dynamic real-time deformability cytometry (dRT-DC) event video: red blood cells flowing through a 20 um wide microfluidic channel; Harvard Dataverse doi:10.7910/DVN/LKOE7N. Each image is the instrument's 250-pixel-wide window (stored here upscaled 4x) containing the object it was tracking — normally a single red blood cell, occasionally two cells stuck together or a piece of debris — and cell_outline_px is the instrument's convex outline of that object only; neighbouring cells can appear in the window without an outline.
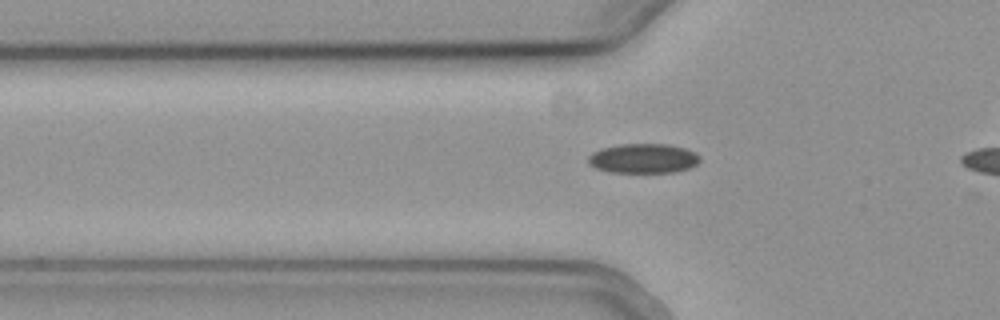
{"species": "common noctule bat (a hibernating species)", "species_latin": "Nyctalus noctula", "temperature_condition": "cold", "stored_images_in_passage": 34, "camera_frame_rate_fps": 3000, "um_per_image_px": 0.085, "animal": {"sex": "female", "body_mass_g": 19.3, "forearm_length_mm": 54.1}, "frame": {"image": 1, "passage_image": 5, "time_ms": 1.333, "image_size_px": [1000, 320], "cell_outline_px": [[700, 160], [692, 168], [676, 172], [608, 172], [596, 168], [588, 164], [588, 156], [592, 152], [600, 148], [620, 144], [668, 144], [684, 148], [696, 152], [700, 156]], "centroid_in_image_um": [54.68, 13.46], "position_along_channel_um": 71.1, "area_um2": 19.48}}
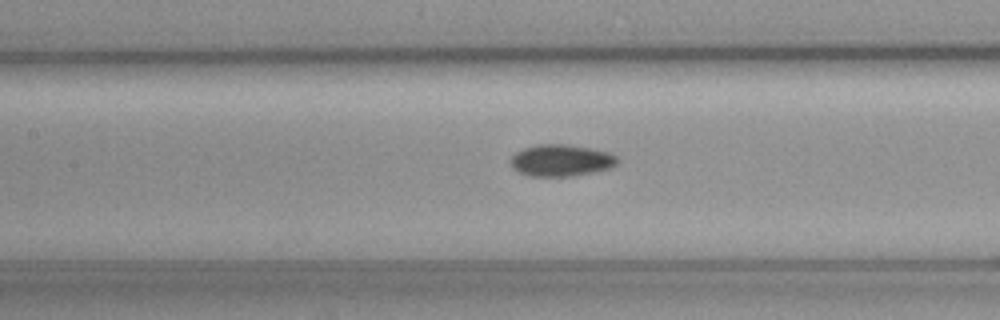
{"frame": {"image": 2, "passage_image": 12, "time_ms": 3.667, "image_size_px": [1000, 320], "cell_outline_px": [[620, 160], [612, 168], [596, 172], [572, 176], [528, 176], [512, 168], [512, 156], [516, 152], [524, 148], [540, 144], [568, 144], [608, 152], [616, 156]], "centroid_in_image_um": [47.73, 13.64], "position_along_channel_um": 159.7, "area_um2": 19.77}}
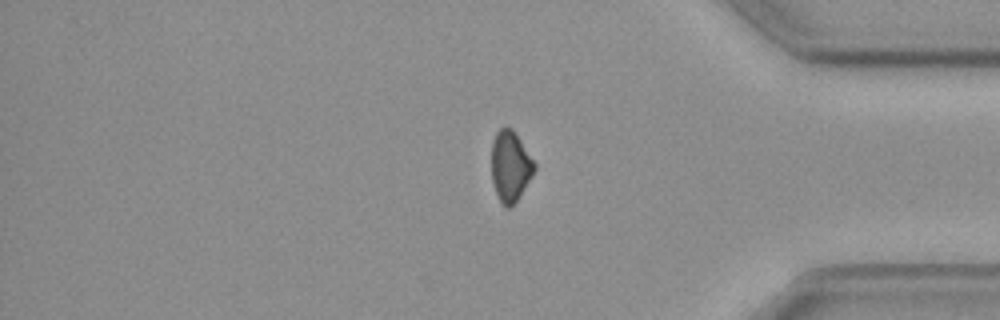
{"frame": {"image": 3, "passage_image": 32, "time_ms": 10.333, "image_size_px": [1000, 320], "cell_outline_px": [[536, 168], [532, 176], [520, 196], [508, 208], [504, 208], [500, 204], [492, 180], [492, 140], [496, 132], [500, 128], [512, 128], [536, 164]], "centroid_in_image_um": [43.37, 14.14], "position_along_channel_um": 391.8, "area_um2": 17.57}}